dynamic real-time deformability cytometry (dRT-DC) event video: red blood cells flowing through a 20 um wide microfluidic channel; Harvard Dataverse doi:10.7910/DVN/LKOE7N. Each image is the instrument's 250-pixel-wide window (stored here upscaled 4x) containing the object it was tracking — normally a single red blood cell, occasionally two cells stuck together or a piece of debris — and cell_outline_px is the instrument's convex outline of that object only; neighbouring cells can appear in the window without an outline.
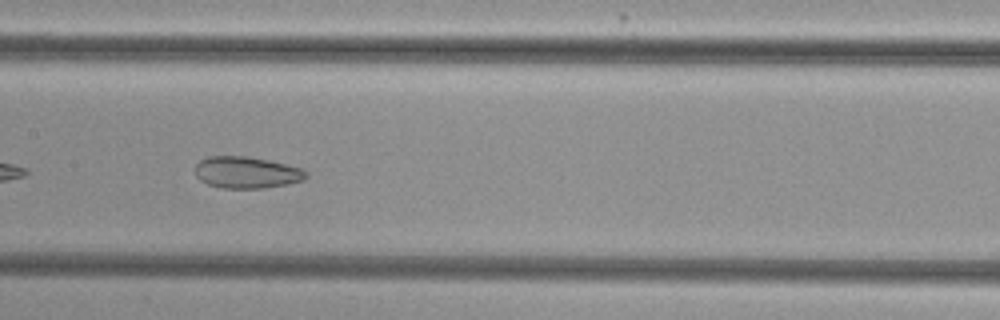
{"species": "common noctule bat (a hibernating species)", "species_latin": "Nyctalus noctula", "temperature_condition": "cold", "stored_images_in_passage": 37, "camera_frame_rate_fps": 3000, "um_per_image_px": 0.085, "animal": {"sex": "female", "body_mass_g": 29.2, "forearm_length_mm": 56.3}, "frame": {"image": 1, "passage_image": 11, "time_ms": 3.333, "image_size_px": [1000, 320], "cell_outline_px": [[308, 176], [304, 180], [288, 184], [264, 188], [220, 188], [208, 184], [200, 180], [196, 176], [196, 164], [200, 160], [208, 156], [248, 156], [268, 160], [304, 168], [308, 172]], "centroid_in_image_um": [20.99, 14.66], "position_along_channel_um": 186.4, "area_um2": 20.69}}
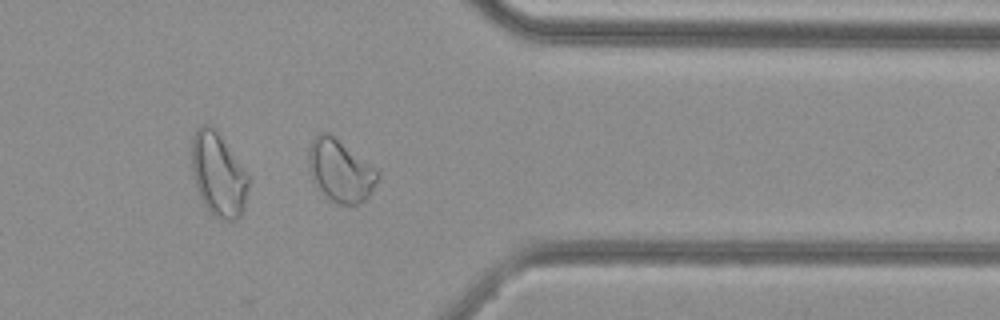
{"frame": {"image": 2, "passage_image": 27, "time_ms": 8.667, "image_size_px": [1000, 320], "cell_outline_px": [[380, 176], [368, 196], [360, 204], [336, 204], [312, 180], [308, 164], [308, 148], [312, 140], [320, 132], [328, 132], [376, 168], [380, 172]], "centroid_in_image_um": [28.93, 14.49], "position_along_channel_um": 382.5, "area_um2": 24.74}, "authors_computed_cell_mechanics": {"area_um2": 22.4842, "velocity_mm_per_s": 3.8233, "shape_relaxation_time_tau1_ms": null, "shape_relaxation_time_tau2_ms": 1.8701, "deformation_change_tau1": null, "deformation_change_tau2": 0.0697}}